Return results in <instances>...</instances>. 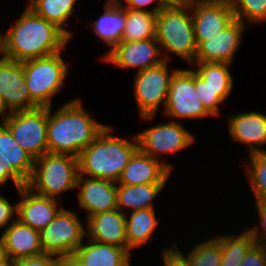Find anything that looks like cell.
I'll return each mask as SVG.
<instances>
[{"mask_svg":"<svg viewBox=\"0 0 266 266\" xmlns=\"http://www.w3.org/2000/svg\"><path fill=\"white\" fill-rule=\"evenodd\" d=\"M15 213H17V203L12 204L5 197L0 195V228H4L7 225L9 226V224L15 220L13 218V216L16 215Z\"/></svg>","mask_w":266,"mask_h":266,"instance_id":"38","label":"cell"},{"mask_svg":"<svg viewBox=\"0 0 266 266\" xmlns=\"http://www.w3.org/2000/svg\"><path fill=\"white\" fill-rule=\"evenodd\" d=\"M197 70H194L208 85L213 88H232L233 77L228 68L231 64L216 62H194Z\"/></svg>","mask_w":266,"mask_h":266,"instance_id":"31","label":"cell"},{"mask_svg":"<svg viewBox=\"0 0 266 266\" xmlns=\"http://www.w3.org/2000/svg\"><path fill=\"white\" fill-rule=\"evenodd\" d=\"M0 266H16V260L6 257L2 261H0Z\"/></svg>","mask_w":266,"mask_h":266,"instance_id":"48","label":"cell"},{"mask_svg":"<svg viewBox=\"0 0 266 266\" xmlns=\"http://www.w3.org/2000/svg\"><path fill=\"white\" fill-rule=\"evenodd\" d=\"M55 257V258H53ZM56 256L51 254H40L16 260V266H53Z\"/></svg>","mask_w":266,"mask_h":266,"instance_id":"39","label":"cell"},{"mask_svg":"<svg viewBox=\"0 0 266 266\" xmlns=\"http://www.w3.org/2000/svg\"><path fill=\"white\" fill-rule=\"evenodd\" d=\"M113 127L102 133L78 156L79 175L118 182L120 175L134 154L139 150L136 135L134 142L110 135Z\"/></svg>","mask_w":266,"mask_h":266,"instance_id":"3","label":"cell"},{"mask_svg":"<svg viewBox=\"0 0 266 266\" xmlns=\"http://www.w3.org/2000/svg\"><path fill=\"white\" fill-rule=\"evenodd\" d=\"M10 114L11 112L7 109L4 99L0 94V117H2L1 120L4 121Z\"/></svg>","mask_w":266,"mask_h":266,"instance_id":"45","label":"cell"},{"mask_svg":"<svg viewBox=\"0 0 266 266\" xmlns=\"http://www.w3.org/2000/svg\"><path fill=\"white\" fill-rule=\"evenodd\" d=\"M123 8H128L135 11H149L145 8L149 4L156 2V6L153 9H150V12L157 13L163 7L158 3V0H125L127 5L123 6L121 0H116Z\"/></svg>","mask_w":266,"mask_h":266,"instance_id":"41","label":"cell"},{"mask_svg":"<svg viewBox=\"0 0 266 266\" xmlns=\"http://www.w3.org/2000/svg\"><path fill=\"white\" fill-rule=\"evenodd\" d=\"M2 123L34 160L48 153V107L13 112Z\"/></svg>","mask_w":266,"mask_h":266,"instance_id":"7","label":"cell"},{"mask_svg":"<svg viewBox=\"0 0 266 266\" xmlns=\"http://www.w3.org/2000/svg\"><path fill=\"white\" fill-rule=\"evenodd\" d=\"M246 23L235 19L223 31L202 41L197 46L194 62L232 63L235 52L240 46Z\"/></svg>","mask_w":266,"mask_h":266,"instance_id":"14","label":"cell"},{"mask_svg":"<svg viewBox=\"0 0 266 266\" xmlns=\"http://www.w3.org/2000/svg\"><path fill=\"white\" fill-rule=\"evenodd\" d=\"M230 137L239 143L248 146V153H266L261 145L266 144V115L252 111L249 113H239L229 119Z\"/></svg>","mask_w":266,"mask_h":266,"instance_id":"19","label":"cell"},{"mask_svg":"<svg viewBox=\"0 0 266 266\" xmlns=\"http://www.w3.org/2000/svg\"><path fill=\"white\" fill-rule=\"evenodd\" d=\"M9 179L13 181L17 190L27 184V182L11 166L0 164V185H3Z\"/></svg>","mask_w":266,"mask_h":266,"instance_id":"40","label":"cell"},{"mask_svg":"<svg viewBox=\"0 0 266 266\" xmlns=\"http://www.w3.org/2000/svg\"><path fill=\"white\" fill-rule=\"evenodd\" d=\"M126 212V238L127 248H133L146 244L156 229L159 220L156 219L154 209H140L131 212L127 218Z\"/></svg>","mask_w":266,"mask_h":266,"instance_id":"26","label":"cell"},{"mask_svg":"<svg viewBox=\"0 0 266 266\" xmlns=\"http://www.w3.org/2000/svg\"><path fill=\"white\" fill-rule=\"evenodd\" d=\"M22 199L17 202L16 219L29 225L32 229L41 231L63 207H58L56 199L33 192L26 185L18 189Z\"/></svg>","mask_w":266,"mask_h":266,"instance_id":"17","label":"cell"},{"mask_svg":"<svg viewBox=\"0 0 266 266\" xmlns=\"http://www.w3.org/2000/svg\"><path fill=\"white\" fill-rule=\"evenodd\" d=\"M172 165L161 162L138 150L122 171L116 184H166Z\"/></svg>","mask_w":266,"mask_h":266,"instance_id":"18","label":"cell"},{"mask_svg":"<svg viewBox=\"0 0 266 266\" xmlns=\"http://www.w3.org/2000/svg\"><path fill=\"white\" fill-rule=\"evenodd\" d=\"M187 259L191 266H220L222 249L220 243L214 238L194 246Z\"/></svg>","mask_w":266,"mask_h":266,"instance_id":"33","label":"cell"},{"mask_svg":"<svg viewBox=\"0 0 266 266\" xmlns=\"http://www.w3.org/2000/svg\"><path fill=\"white\" fill-rule=\"evenodd\" d=\"M231 6L235 19L243 23L266 22V0H232Z\"/></svg>","mask_w":266,"mask_h":266,"instance_id":"34","label":"cell"},{"mask_svg":"<svg viewBox=\"0 0 266 266\" xmlns=\"http://www.w3.org/2000/svg\"><path fill=\"white\" fill-rule=\"evenodd\" d=\"M239 266H266V248L255 243Z\"/></svg>","mask_w":266,"mask_h":266,"instance_id":"36","label":"cell"},{"mask_svg":"<svg viewBox=\"0 0 266 266\" xmlns=\"http://www.w3.org/2000/svg\"><path fill=\"white\" fill-rule=\"evenodd\" d=\"M88 241L90 243H82L73 254L83 266H130L132 253L127 247L95 242L89 238Z\"/></svg>","mask_w":266,"mask_h":266,"instance_id":"22","label":"cell"},{"mask_svg":"<svg viewBox=\"0 0 266 266\" xmlns=\"http://www.w3.org/2000/svg\"><path fill=\"white\" fill-rule=\"evenodd\" d=\"M7 257L6 252H5V242H4V237L3 234L0 237V261L5 259Z\"/></svg>","mask_w":266,"mask_h":266,"instance_id":"47","label":"cell"},{"mask_svg":"<svg viewBox=\"0 0 266 266\" xmlns=\"http://www.w3.org/2000/svg\"><path fill=\"white\" fill-rule=\"evenodd\" d=\"M0 94L11 113L38 108L30 98L22 62H0Z\"/></svg>","mask_w":266,"mask_h":266,"instance_id":"13","label":"cell"},{"mask_svg":"<svg viewBox=\"0 0 266 266\" xmlns=\"http://www.w3.org/2000/svg\"><path fill=\"white\" fill-rule=\"evenodd\" d=\"M70 37L56 24L36 15L26 7L6 33L7 58L17 62L60 52Z\"/></svg>","mask_w":266,"mask_h":266,"instance_id":"1","label":"cell"},{"mask_svg":"<svg viewBox=\"0 0 266 266\" xmlns=\"http://www.w3.org/2000/svg\"><path fill=\"white\" fill-rule=\"evenodd\" d=\"M29 7L36 15L56 24L70 38L71 32L66 30L65 22L73 13L77 0H29Z\"/></svg>","mask_w":266,"mask_h":266,"instance_id":"28","label":"cell"},{"mask_svg":"<svg viewBox=\"0 0 266 266\" xmlns=\"http://www.w3.org/2000/svg\"><path fill=\"white\" fill-rule=\"evenodd\" d=\"M168 62L165 60L160 65L136 72L134 93L140 116L143 119H152L162 103L165 108L170 81L173 74L178 70L169 71Z\"/></svg>","mask_w":266,"mask_h":266,"instance_id":"9","label":"cell"},{"mask_svg":"<svg viewBox=\"0 0 266 266\" xmlns=\"http://www.w3.org/2000/svg\"><path fill=\"white\" fill-rule=\"evenodd\" d=\"M163 266H191L187 257L177 249L176 243L162 251Z\"/></svg>","mask_w":266,"mask_h":266,"instance_id":"37","label":"cell"},{"mask_svg":"<svg viewBox=\"0 0 266 266\" xmlns=\"http://www.w3.org/2000/svg\"><path fill=\"white\" fill-rule=\"evenodd\" d=\"M256 210L260 217V226H253V228H249L252 237L256 244L263 246L266 248V204L256 202ZM261 232V233H260Z\"/></svg>","mask_w":266,"mask_h":266,"instance_id":"35","label":"cell"},{"mask_svg":"<svg viewBox=\"0 0 266 266\" xmlns=\"http://www.w3.org/2000/svg\"><path fill=\"white\" fill-rule=\"evenodd\" d=\"M249 157L251 164L250 166L246 164L245 171L255 202L266 204V153L250 154Z\"/></svg>","mask_w":266,"mask_h":266,"instance_id":"30","label":"cell"},{"mask_svg":"<svg viewBox=\"0 0 266 266\" xmlns=\"http://www.w3.org/2000/svg\"><path fill=\"white\" fill-rule=\"evenodd\" d=\"M27 89L38 107H52L54 95L63 87L68 74L61 51L55 54L22 62Z\"/></svg>","mask_w":266,"mask_h":266,"instance_id":"6","label":"cell"},{"mask_svg":"<svg viewBox=\"0 0 266 266\" xmlns=\"http://www.w3.org/2000/svg\"><path fill=\"white\" fill-rule=\"evenodd\" d=\"M231 3L232 0H188L189 4L193 3Z\"/></svg>","mask_w":266,"mask_h":266,"instance_id":"46","label":"cell"},{"mask_svg":"<svg viewBox=\"0 0 266 266\" xmlns=\"http://www.w3.org/2000/svg\"><path fill=\"white\" fill-rule=\"evenodd\" d=\"M190 7L197 46L235 20L231 3H193Z\"/></svg>","mask_w":266,"mask_h":266,"instance_id":"16","label":"cell"},{"mask_svg":"<svg viewBox=\"0 0 266 266\" xmlns=\"http://www.w3.org/2000/svg\"><path fill=\"white\" fill-rule=\"evenodd\" d=\"M139 150L158 159L161 153H173L183 150L194 143L193 134L186 131L181 123L173 121L161 123L136 134Z\"/></svg>","mask_w":266,"mask_h":266,"instance_id":"11","label":"cell"},{"mask_svg":"<svg viewBox=\"0 0 266 266\" xmlns=\"http://www.w3.org/2000/svg\"><path fill=\"white\" fill-rule=\"evenodd\" d=\"M163 8L183 7L189 5L188 0H158Z\"/></svg>","mask_w":266,"mask_h":266,"instance_id":"43","label":"cell"},{"mask_svg":"<svg viewBox=\"0 0 266 266\" xmlns=\"http://www.w3.org/2000/svg\"><path fill=\"white\" fill-rule=\"evenodd\" d=\"M221 245L222 260L220 266H239L249 249L255 244L249 230L239 235H224L215 238Z\"/></svg>","mask_w":266,"mask_h":266,"instance_id":"29","label":"cell"},{"mask_svg":"<svg viewBox=\"0 0 266 266\" xmlns=\"http://www.w3.org/2000/svg\"><path fill=\"white\" fill-rule=\"evenodd\" d=\"M157 13L126 8V20L121 41L132 42L156 38Z\"/></svg>","mask_w":266,"mask_h":266,"instance_id":"27","label":"cell"},{"mask_svg":"<svg viewBox=\"0 0 266 266\" xmlns=\"http://www.w3.org/2000/svg\"><path fill=\"white\" fill-rule=\"evenodd\" d=\"M53 266H83L74 255L56 256Z\"/></svg>","mask_w":266,"mask_h":266,"instance_id":"42","label":"cell"},{"mask_svg":"<svg viewBox=\"0 0 266 266\" xmlns=\"http://www.w3.org/2000/svg\"><path fill=\"white\" fill-rule=\"evenodd\" d=\"M79 188L78 201L81 208L90 216L118 209L116 182L89 178L79 175L76 189Z\"/></svg>","mask_w":266,"mask_h":266,"instance_id":"15","label":"cell"},{"mask_svg":"<svg viewBox=\"0 0 266 266\" xmlns=\"http://www.w3.org/2000/svg\"><path fill=\"white\" fill-rule=\"evenodd\" d=\"M0 62L7 60V45H6V34L2 35L0 32Z\"/></svg>","mask_w":266,"mask_h":266,"instance_id":"44","label":"cell"},{"mask_svg":"<svg viewBox=\"0 0 266 266\" xmlns=\"http://www.w3.org/2000/svg\"><path fill=\"white\" fill-rule=\"evenodd\" d=\"M191 13L190 4L162 8L156 17V39L165 52H173L194 65L197 44Z\"/></svg>","mask_w":266,"mask_h":266,"instance_id":"5","label":"cell"},{"mask_svg":"<svg viewBox=\"0 0 266 266\" xmlns=\"http://www.w3.org/2000/svg\"><path fill=\"white\" fill-rule=\"evenodd\" d=\"M104 13L93 23L91 27L98 38H101L110 50L121 42L126 20V8H123L116 0H107L104 4Z\"/></svg>","mask_w":266,"mask_h":266,"instance_id":"23","label":"cell"},{"mask_svg":"<svg viewBox=\"0 0 266 266\" xmlns=\"http://www.w3.org/2000/svg\"><path fill=\"white\" fill-rule=\"evenodd\" d=\"M232 88H213L195 72V91L205 109L212 115H219L220 103L230 95Z\"/></svg>","mask_w":266,"mask_h":266,"instance_id":"32","label":"cell"},{"mask_svg":"<svg viewBox=\"0 0 266 266\" xmlns=\"http://www.w3.org/2000/svg\"><path fill=\"white\" fill-rule=\"evenodd\" d=\"M7 257L18 260L43 254L40 231L16 219L3 231Z\"/></svg>","mask_w":266,"mask_h":266,"instance_id":"21","label":"cell"},{"mask_svg":"<svg viewBox=\"0 0 266 266\" xmlns=\"http://www.w3.org/2000/svg\"><path fill=\"white\" fill-rule=\"evenodd\" d=\"M164 186L165 184H118L116 189L118 209L130 208L131 212L140 209H154L152 201Z\"/></svg>","mask_w":266,"mask_h":266,"instance_id":"25","label":"cell"},{"mask_svg":"<svg viewBox=\"0 0 266 266\" xmlns=\"http://www.w3.org/2000/svg\"><path fill=\"white\" fill-rule=\"evenodd\" d=\"M126 214L114 209L87 219V238L104 244L127 247Z\"/></svg>","mask_w":266,"mask_h":266,"instance_id":"20","label":"cell"},{"mask_svg":"<svg viewBox=\"0 0 266 266\" xmlns=\"http://www.w3.org/2000/svg\"><path fill=\"white\" fill-rule=\"evenodd\" d=\"M106 127L92 119L78 98L66 102L54 113L48 107V153L78 157Z\"/></svg>","mask_w":266,"mask_h":266,"instance_id":"2","label":"cell"},{"mask_svg":"<svg viewBox=\"0 0 266 266\" xmlns=\"http://www.w3.org/2000/svg\"><path fill=\"white\" fill-rule=\"evenodd\" d=\"M156 38L117 43L111 50L104 54L103 60L119 66L121 69L138 68L141 72L147 68L160 65L165 60L169 61L170 56L165 57L158 46ZM169 58V59H168Z\"/></svg>","mask_w":266,"mask_h":266,"instance_id":"12","label":"cell"},{"mask_svg":"<svg viewBox=\"0 0 266 266\" xmlns=\"http://www.w3.org/2000/svg\"><path fill=\"white\" fill-rule=\"evenodd\" d=\"M0 164L11 166L26 182L34 167V159L16 142L3 123L0 124Z\"/></svg>","mask_w":266,"mask_h":266,"instance_id":"24","label":"cell"},{"mask_svg":"<svg viewBox=\"0 0 266 266\" xmlns=\"http://www.w3.org/2000/svg\"><path fill=\"white\" fill-rule=\"evenodd\" d=\"M164 113L170 117L194 119L212 116L195 91V71L178 69L172 76Z\"/></svg>","mask_w":266,"mask_h":266,"instance_id":"10","label":"cell"},{"mask_svg":"<svg viewBox=\"0 0 266 266\" xmlns=\"http://www.w3.org/2000/svg\"><path fill=\"white\" fill-rule=\"evenodd\" d=\"M87 230L76 213L62 208L40 231L43 252L54 256H70L80 247Z\"/></svg>","mask_w":266,"mask_h":266,"instance_id":"8","label":"cell"},{"mask_svg":"<svg viewBox=\"0 0 266 266\" xmlns=\"http://www.w3.org/2000/svg\"><path fill=\"white\" fill-rule=\"evenodd\" d=\"M78 176V157L46 153L34 160L26 186L37 194L56 199L65 191L76 189Z\"/></svg>","mask_w":266,"mask_h":266,"instance_id":"4","label":"cell"}]
</instances>
